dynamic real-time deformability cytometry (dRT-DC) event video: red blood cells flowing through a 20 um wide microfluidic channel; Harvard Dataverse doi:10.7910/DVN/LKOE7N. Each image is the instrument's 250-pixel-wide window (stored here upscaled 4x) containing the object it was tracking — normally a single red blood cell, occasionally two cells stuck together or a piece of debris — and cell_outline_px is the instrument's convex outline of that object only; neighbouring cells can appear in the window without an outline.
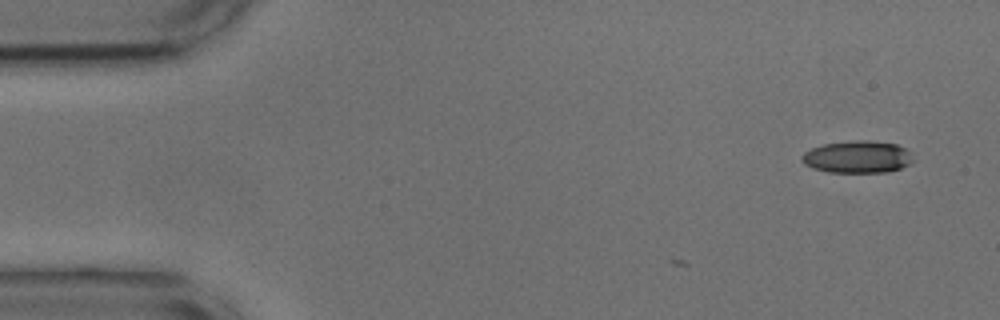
{"species": "common noctule bat (a hibernating species)", "species_latin": "Nyctalus noctula", "temperature_condition": "cold", "stored_images_in_passage": 5, "camera_frame_rate_fps": 3000, "um_per_image_px": 0.085, "animal": {"sex": "male", "body_mass_g": 17.9, "forearm_length_mm": 54.2}, "frame": {"image": 1, "passage_image": 1, "time_ms": 0.0, "image_size_px": [1000, 320], "cell_outline_px": [[912, 160], [908, 164], [900, 168], [888, 172], [828, 172], [812, 168], [804, 164], [800, 160], [800, 156], [804, 152], [812, 148], [824, 144], [856, 140], [868, 140], [896, 144], [904, 148], [908, 152]], "centroid_in_image_um": [72.82, 13.34], "position_along_channel_um": 12.2, "area_um2": 20.75}}